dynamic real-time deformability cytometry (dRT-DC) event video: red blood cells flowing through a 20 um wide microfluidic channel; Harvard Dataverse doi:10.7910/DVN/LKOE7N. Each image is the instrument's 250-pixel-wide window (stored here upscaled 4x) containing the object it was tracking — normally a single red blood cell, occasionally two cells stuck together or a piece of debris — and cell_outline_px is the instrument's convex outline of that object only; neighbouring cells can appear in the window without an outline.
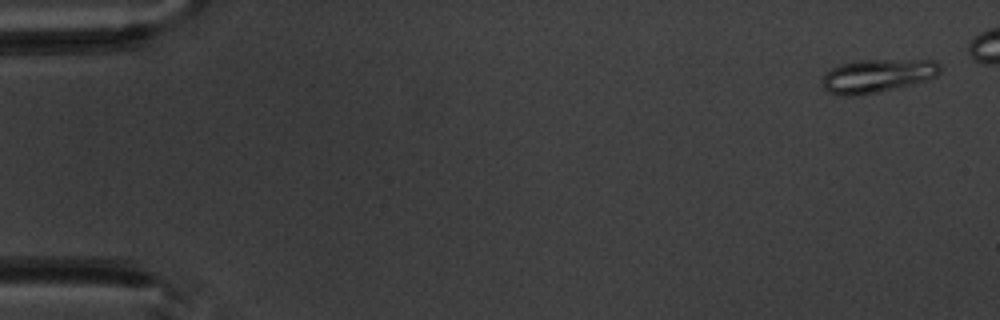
{"species": "common noctule bat (a hibernating species)", "species_latin": "Nyctalus noctula", "temperature_condition": "warm", "stored_images_in_passage": 6, "camera_frame_rate_fps": 3000, "um_per_image_px": 0.085, "animal": {"sex": "male", "body_mass_g": 20.1, "forearm_length_mm": 53.5}, "frame": {"image": 1, "passage_image": 1, "time_ms": 0.0, "image_size_px": [1000, 320], "cell_outline_px": [[940, 72], [936, 76], [928, 80], [896, 88], [860, 96], [844, 96], [828, 92], [824, 88], [824, 76], [832, 68], [840, 64], [856, 60], [936, 60], [940, 64]], "centroid_in_image_um": [74.61, 6.44], "position_along_channel_um": 10.4, "area_um2": 22.95}}